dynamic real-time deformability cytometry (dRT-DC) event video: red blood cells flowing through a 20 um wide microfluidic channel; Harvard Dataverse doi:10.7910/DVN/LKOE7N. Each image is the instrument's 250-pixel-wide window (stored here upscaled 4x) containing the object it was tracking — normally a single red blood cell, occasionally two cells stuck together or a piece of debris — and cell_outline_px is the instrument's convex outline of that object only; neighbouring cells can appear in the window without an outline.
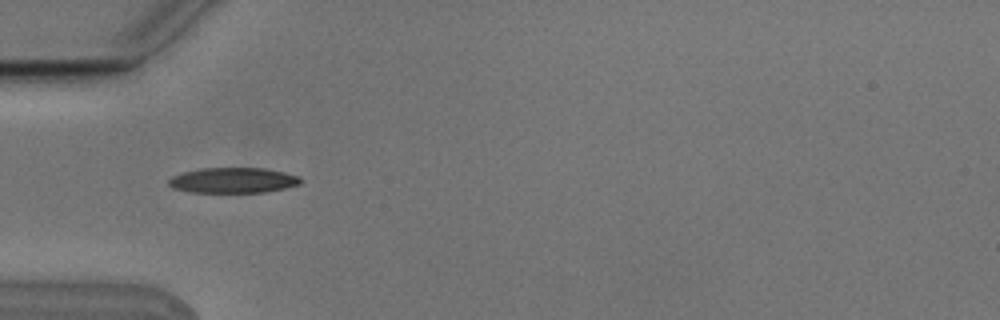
{"species": "Egyptian fruit bat (a non-hibernating species)", "species_latin": "Rousettus aegyptiacus", "temperature_condition": "cold", "stored_images_in_passage": 9, "camera_frame_rate_fps": 3000, "um_per_image_px": 0.085, "animal": {"sex": "male"}, "frame": {"image": 1, "passage_image": 4, "time_ms": 1.0, "image_size_px": [1000, 320], "cell_outline_px": [[300, 184], [284, 188], [264, 192], [188, 192], [172, 188], [168, 184], [168, 180], [172, 176], [184, 172], [200, 168], [264, 168], [284, 172], [296, 176], [300, 180]], "centroid_in_image_um": [19.75, 15.32], "position_along_channel_um": 65.2, "area_um2": 19.36}}
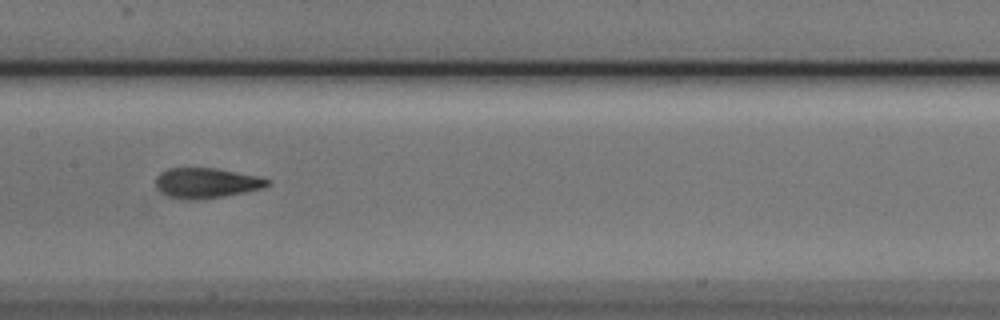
{"frame": {"image": 2, "passage_image": 7, "time_ms": 2.0, "image_size_px": [1000, 320], "cell_outline_px": [[272, 184], [264, 188], [224, 196], [196, 200], [168, 196], [160, 192], [156, 188], [156, 176], [160, 172], [168, 168], [216, 168], [260, 176], [272, 180]], "centroid_in_image_um": [17.58, 15.54], "position_along_channel_um": 189.8, "area_um2": 19.83}}
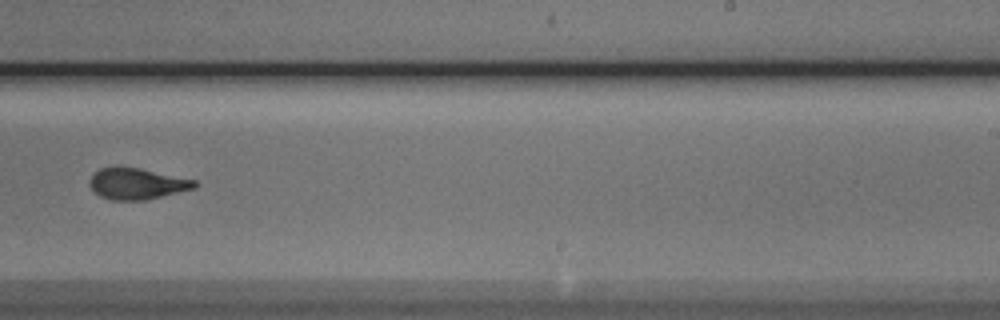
{"frame": {"image": 3, "passage_image": 9, "time_ms": 2.667, "image_size_px": [1000, 320], "cell_outline_px": [[196, 188], [144, 200], [112, 200], [100, 196], [88, 184], [88, 180], [92, 172], [100, 168], [112, 164], [140, 168], [196, 180]], "centroid_in_image_um": [11.56, 15.57], "position_along_channel_um": 277.4, "area_um2": 19.48}}